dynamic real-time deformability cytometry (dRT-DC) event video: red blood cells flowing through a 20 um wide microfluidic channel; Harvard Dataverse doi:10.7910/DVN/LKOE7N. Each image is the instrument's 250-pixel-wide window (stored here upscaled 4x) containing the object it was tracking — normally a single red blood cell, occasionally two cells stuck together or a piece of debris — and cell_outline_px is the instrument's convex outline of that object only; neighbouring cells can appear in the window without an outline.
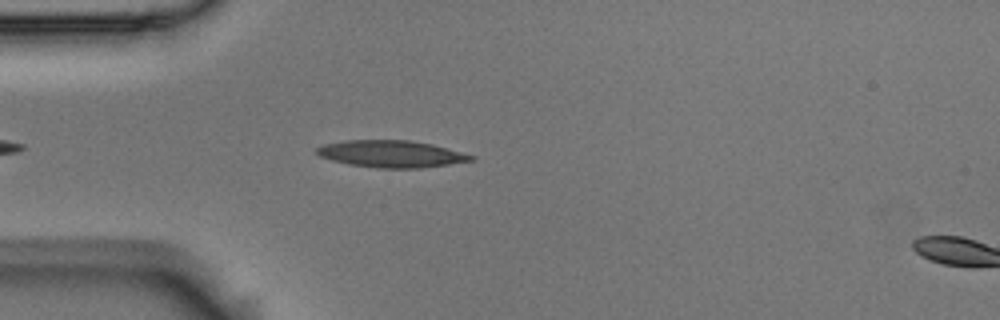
{"species": "Egyptian fruit bat (a non-hibernating species)", "species_latin": "Rousettus aegyptiacus", "temperature_condition": "room temperature", "stored_images_in_passage": 5, "segment_of_instrument_passage": [1, 2], "camera_frame_rate_fps": 3000, "um_per_image_px": 0.085, "animal": {"sex": "male"}, "frame": {"image": 1, "passage_image": 4, "time_ms": 1.0, "image_size_px": [1000, 320], "cell_outline_px": [[476, 160], [420, 168], [376, 168], [348, 164], [332, 160], [320, 156], [316, 152], [316, 148], [324, 144], [344, 140], [408, 140], [432, 144], [476, 156]], "centroid_in_image_um": [33.26, 13.08], "position_along_channel_um": 51.7, "area_um2": 24.22}}